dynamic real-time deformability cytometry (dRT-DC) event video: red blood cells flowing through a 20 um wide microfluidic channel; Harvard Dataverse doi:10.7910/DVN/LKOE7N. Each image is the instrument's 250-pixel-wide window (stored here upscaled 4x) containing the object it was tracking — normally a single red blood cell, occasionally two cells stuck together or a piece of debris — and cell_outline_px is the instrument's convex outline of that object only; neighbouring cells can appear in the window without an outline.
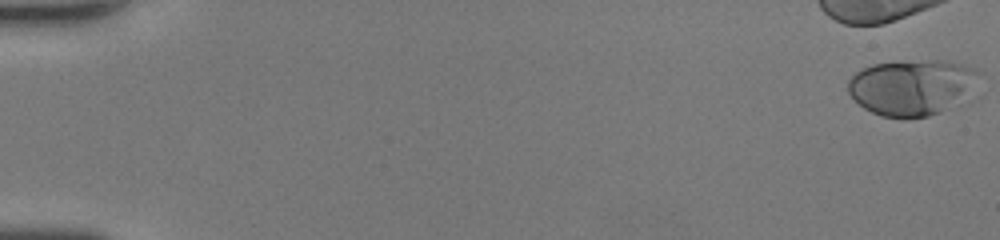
{"species": "human", "species_latin": "Homo sapiens", "temperature_condition": "room temperature", "stored_images_in_passage": 48, "camera_frame_rate_fps": 3000, "um_per_image_px": 0.085, "donor": {"sex": "female"}, "frame": {"image": 1, "passage_image": 1, "time_ms": 0.0, "image_size_px": [1000, 240], "cell_outline_px": [[976, 72], [960, 92], [940, 112], [928, 116], [880, 116], [864, 108], [848, 92], [848, 80], [856, 72], [872, 64], [932, 60], [944, 60], [964, 64], [976, 68]], "centroid_in_image_um": [77.29, 7.37], "position_along_channel_um": 7.7, "area_um2": 39.82}}